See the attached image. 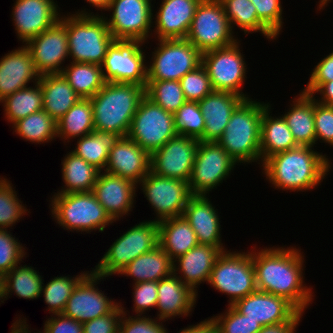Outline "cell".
I'll use <instances>...</instances> for the list:
<instances>
[{
    "label": "cell",
    "instance_id": "cell-35",
    "mask_svg": "<svg viewBox=\"0 0 333 333\" xmlns=\"http://www.w3.org/2000/svg\"><path fill=\"white\" fill-rule=\"evenodd\" d=\"M62 179L65 185L55 194L90 192L99 174V170L73 152L65 155L61 162Z\"/></svg>",
    "mask_w": 333,
    "mask_h": 333
},
{
    "label": "cell",
    "instance_id": "cell-23",
    "mask_svg": "<svg viewBox=\"0 0 333 333\" xmlns=\"http://www.w3.org/2000/svg\"><path fill=\"white\" fill-rule=\"evenodd\" d=\"M151 155L128 136L120 137L109 151L105 172L138 184L150 172Z\"/></svg>",
    "mask_w": 333,
    "mask_h": 333
},
{
    "label": "cell",
    "instance_id": "cell-9",
    "mask_svg": "<svg viewBox=\"0 0 333 333\" xmlns=\"http://www.w3.org/2000/svg\"><path fill=\"white\" fill-rule=\"evenodd\" d=\"M219 0H201L186 39L202 54L234 44L235 37Z\"/></svg>",
    "mask_w": 333,
    "mask_h": 333
},
{
    "label": "cell",
    "instance_id": "cell-10",
    "mask_svg": "<svg viewBox=\"0 0 333 333\" xmlns=\"http://www.w3.org/2000/svg\"><path fill=\"white\" fill-rule=\"evenodd\" d=\"M157 41L149 65L147 63V80L179 81L202 64V53L187 39Z\"/></svg>",
    "mask_w": 333,
    "mask_h": 333
},
{
    "label": "cell",
    "instance_id": "cell-47",
    "mask_svg": "<svg viewBox=\"0 0 333 333\" xmlns=\"http://www.w3.org/2000/svg\"><path fill=\"white\" fill-rule=\"evenodd\" d=\"M217 325L218 333H258L262 326L241 314L233 305H227L225 313L211 318Z\"/></svg>",
    "mask_w": 333,
    "mask_h": 333
},
{
    "label": "cell",
    "instance_id": "cell-41",
    "mask_svg": "<svg viewBox=\"0 0 333 333\" xmlns=\"http://www.w3.org/2000/svg\"><path fill=\"white\" fill-rule=\"evenodd\" d=\"M43 282L42 275L34 267L16 265L4 275L5 299L13 292L18 298L38 299L42 294Z\"/></svg>",
    "mask_w": 333,
    "mask_h": 333
},
{
    "label": "cell",
    "instance_id": "cell-39",
    "mask_svg": "<svg viewBox=\"0 0 333 333\" xmlns=\"http://www.w3.org/2000/svg\"><path fill=\"white\" fill-rule=\"evenodd\" d=\"M224 13L229 20L232 31L235 26L245 35L260 32L267 40H276L277 37L258 19L256 8L250 0H219ZM234 25V26H233ZM234 29V30H233Z\"/></svg>",
    "mask_w": 333,
    "mask_h": 333
},
{
    "label": "cell",
    "instance_id": "cell-45",
    "mask_svg": "<svg viewBox=\"0 0 333 333\" xmlns=\"http://www.w3.org/2000/svg\"><path fill=\"white\" fill-rule=\"evenodd\" d=\"M22 203L10 180L0 176V229H11L25 217L28 209Z\"/></svg>",
    "mask_w": 333,
    "mask_h": 333
},
{
    "label": "cell",
    "instance_id": "cell-2",
    "mask_svg": "<svg viewBox=\"0 0 333 333\" xmlns=\"http://www.w3.org/2000/svg\"><path fill=\"white\" fill-rule=\"evenodd\" d=\"M311 146L277 153L267 158L260 167L273 188L289 192L316 189L331 170V160Z\"/></svg>",
    "mask_w": 333,
    "mask_h": 333
},
{
    "label": "cell",
    "instance_id": "cell-57",
    "mask_svg": "<svg viewBox=\"0 0 333 333\" xmlns=\"http://www.w3.org/2000/svg\"><path fill=\"white\" fill-rule=\"evenodd\" d=\"M302 316L303 313L299 312L290 322L263 326L258 333H295Z\"/></svg>",
    "mask_w": 333,
    "mask_h": 333
},
{
    "label": "cell",
    "instance_id": "cell-49",
    "mask_svg": "<svg viewBox=\"0 0 333 333\" xmlns=\"http://www.w3.org/2000/svg\"><path fill=\"white\" fill-rule=\"evenodd\" d=\"M26 248L12 235L10 230L0 229V274L6 275L26 256Z\"/></svg>",
    "mask_w": 333,
    "mask_h": 333
},
{
    "label": "cell",
    "instance_id": "cell-53",
    "mask_svg": "<svg viewBox=\"0 0 333 333\" xmlns=\"http://www.w3.org/2000/svg\"><path fill=\"white\" fill-rule=\"evenodd\" d=\"M133 309L136 316H143L147 314L153 307L156 308L158 298V282L145 281L134 284L133 286ZM145 312V313H144Z\"/></svg>",
    "mask_w": 333,
    "mask_h": 333
},
{
    "label": "cell",
    "instance_id": "cell-58",
    "mask_svg": "<svg viewBox=\"0 0 333 333\" xmlns=\"http://www.w3.org/2000/svg\"><path fill=\"white\" fill-rule=\"evenodd\" d=\"M180 333H218L216 323L209 317L196 325L181 328Z\"/></svg>",
    "mask_w": 333,
    "mask_h": 333
},
{
    "label": "cell",
    "instance_id": "cell-21",
    "mask_svg": "<svg viewBox=\"0 0 333 333\" xmlns=\"http://www.w3.org/2000/svg\"><path fill=\"white\" fill-rule=\"evenodd\" d=\"M233 306L262 327L290 322L299 311L285 298L256 290Z\"/></svg>",
    "mask_w": 333,
    "mask_h": 333
},
{
    "label": "cell",
    "instance_id": "cell-15",
    "mask_svg": "<svg viewBox=\"0 0 333 333\" xmlns=\"http://www.w3.org/2000/svg\"><path fill=\"white\" fill-rule=\"evenodd\" d=\"M153 5L151 0H111L103 16L114 39L148 42L152 36ZM151 33V34H150Z\"/></svg>",
    "mask_w": 333,
    "mask_h": 333
},
{
    "label": "cell",
    "instance_id": "cell-22",
    "mask_svg": "<svg viewBox=\"0 0 333 333\" xmlns=\"http://www.w3.org/2000/svg\"><path fill=\"white\" fill-rule=\"evenodd\" d=\"M137 186L129 179L100 171L92 193L110 218L116 222L119 218L130 215L137 195Z\"/></svg>",
    "mask_w": 333,
    "mask_h": 333
},
{
    "label": "cell",
    "instance_id": "cell-7",
    "mask_svg": "<svg viewBox=\"0 0 333 333\" xmlns=\"http://www.w3.org/2000/svg\"><path fill=\"white\" fill-rule=\"evenodd\" d=\"M159 245L158 222L147 220L131 227L117 238L92 270L102 277L117 275L138 256Z\"/></svg>",
    "mask_w": 333,
    "mask_h": 333
},
{
    "label": "cell",
    "instance_id": "cell-29",
    "mask_svg": "<svg viewBox=\"0 0 333 333\" xmlns=\"http://www.w3.org/2000/svg\"><path fill=\"white\" fill-rule=\"evenodd\" d=\"M245 99L229 92L213 91L198 102L205 119L204 142H217L234 112Z\"/></svg>",
    "mask_w": 333,
    "mask_h": 333
},
{
    "label": "cell",
    "instance_id": "cell-38",
    "mask_svg": "<svg viewBox=\"0 0 333 333\" xmlns=\"http://www.w3.org/2000/svg\"><path fill=\"white\" fill-rule=\"evenodd\" d=\"M61 74L81 98L93 97L105 84L101 65L98 64L71 61Z\"/></svg>",
    "mask_w": 333,
    "mask_h": 333
},
{
    "label": "cell",
    "instance_id": "cell-46",
    "mask_svg": "<svg viewBox=\"0 0 333 333\" xmlns=\"http://www.w3.org/2000/svg\"><path fill=\"white\" fill-rule=\"evenodd\" d=\"M173 115L175 130L178 135L203 141L205 119L198 102L186 101Z\"/></svg>",
    "mask_w": 333,
    "mask_h": 333
},
{
    "label": "cell",
    "instance_id": "cell-55",
    "mask_svg": "<svg viewBox=\"0 0 333 333\" xmlns=\"http://www.w3.org/2000/svg\"><path fill=\"white\" fill-rule=\"evenodd\" d=\"M314 67L313 72H310L308 84L302 90L310 95H313L323 83L333 81V51Z\"/></svg>",
    "mask_w": 333,
    "mask_h": 333
},
{
    "label": "cell",
    "instance_id": "cell-18",
    "mask_svg": "<svg viewBox=\"0 0 333 333\" xmlns=\"http://www.w3.org/2000/svg\"><path fill=\"white\" fill-rule=\"evenodd\" d=\"M101 279L105 277L90 270L75 286L63 314L84 323L110 313L119 302L107 298V295L99 290L96 285Z\"/></svg>",
    "mask_w": 333,
    "mask_h": 333
},
{
    "label": "cell",
    "instance_id": "cell-62",
    "mask_svg": "<svg viewBox=\"0 0 333 333\" xmlns=\"http://www.w3.org/2000/svg\"><path fill=\"white\" fill-rule=\"evenodd\" d=\"M0 302L4 303L5 299V287H4V275L0 274ZM0 303V304H2Z\"/></svg>",
    "mask_w": 333,
    "mask_h": 333
},
{
    "label": "cell",
    "instance_id": "cell-48",
    "mask_svg": "<svg viewBox=\"0 0 333 333\" xmlns=\"http://www.w3.org/2000/svg\"><path fill=\"white\" fill-rule=\"evenodd\" d=\"M179 82L186 101L199 102L214 91L208 73L202 64L185 74Z\"/></svg>",
    "mask_w": 333,
    "mask_h": 333
},
{
    "label": "cell",
    "instance_id": "cell-60",
    "mask_svg": "<svg viewBox=\"0 0 333 333\" xmlns=\"http://www.w3.org/2000/svg\"><path fill=\"white\" fill-rule=\"evenodd\" d=\"M26 318H18L11 326V332L10 333H31V331L28 329L29 324H27ZM35 333V332H34ZM38 333H41L39 331Z\"/></svg>",
    "mask_w": 333,
    "mask_h": 333
},
{
    "label": "cell",
    "instance_id": "cell-34",
    "mask_svg": "<svg viewBox=\"0 0 333 333\" xmlns=\"http://www.w3.org/2000/svg\"><path fill=\"white\" fill-rule=\"evenodd\" d=\"M158 227L159 246L172 260L199 244L195 231L183 216L159 221Z\"/></svg>",
    "mask_w": 333,
    "mask_h": 333
},
{
    "label": "cell",
    "instance_id": "cell-6",
    "mask_svg": "<svg viewBox=\"0 0 333 333\" xmlns=\"http://www.w3.org/2000/svg\"><path fill=\"white\" fill-rule=\"evenodd\" d=\"M50 199L52 217L64 230L104 232L107 226L114 223L92 191L54 194Z\"/></svg>",
    "mask_w": 333,
    "mask_h": 333
},
{
    "label": "cell",
    "instance_id": "cell-31",
    "mask_svg": "<svg viewBox=\"0 0 333 333\" xmlns=\"http://www.w3.org/2000/svg\"><path fill=\"white\" fill-rule=\"evenodd\" d=\"M43 110L56 122L81 97L73 90L61 73L40 75Z\"/></svg>",
    "mask_w": 333,
    "mask_h": 333
},
{
    "label": "cell",
    "instance_id": "cell-56",
    "mask_svg": "<svg viewBox=\"0 0 333 333\" xmlns=\"http://www.w3.org/2000/svg\"><path fill=\"white\" fill-rule=\"evenodd\" d=\"M41 333H83V325L63 313L51 314V317L45 321Z\"/></svg>",
    "mask_w": 333,
    "mask_h": 333
},
{
    "label": "cell",
    "instance_id": "cell-37",
    "mask_svg": "<svg viewBox=\"0 0 333 333\" xmlns=\"http://www.w3.org/2000/svg\"><path fill=\"white\" fill-rule=\"evenodd\" d=\"M119 139L120 136L113 132L93 131L78 138L75 149L70 151L102 172L105 170L109 151Z\"/></svg>",
    "mask_w": 333,
    "mask_h": 333
},
{
    "label": "cell",
    "instance_id": "cell-61",
    "mask_svg": "<svg viewBox=\"0 0 333 333\" xmlns=\"http://www.w3.org/2000/svg\"><path fill=\"white\" fill-rule=\"evenodd\" d=\"M87 3H89L92 7L97 8L101 11V15H104L102 11L106 10L111 2V0H85Z\"/></svg>",
    "mask_w": 333,
    "mask_h": 333
},
{
    "label": "cell",
    "instance_id": "cell-25",
    "mask_svg": "<svg viewBox=\"0 0 333 333\" xmlns=\"http://www.w3.org/2000/svg\"><path fill=\"white\" fill-rule=\"evenodd\" d=\"M29 49L22 45L0 58V101L14 92L39 81Z\"/></svg>",
    "mask_w": 333,
    "mask_h": 333
},
{
    "label": "cell",
    "instance_id": "cell-4",
    "mask_svg": "<svg viewBox=\"0 0 333 333\" xmlns=\"http://www.w3.org/2000/svg\"><path fill=\"white\" fill-rule=\"evenodd\" d=\"M269 104L245 99L234 110L217 141L238 164L261 163V121L263 111Z\"/></svg>",
    "mask_w": 333,
    "mask_h": 333
},
{
    "label": "cell",
    "instance_id": "cell-24",
    "mask_svg": "<svg viewBox=\"0 0 333 333\" xmlns=\"http://www.w3.org/2000/svg\"><path fill=\"white\" fill-rule=\"evenodd\" d=\"M153 19L154 38L186 39L198 4L201 0H162ZM156 34V35H155ZM157 36V37H156Z\"/></svg>",
    "mask_w": 333,
    "mask_h": 333
},
{
    "label": "cell",
    "instance_id": "cell-11",
    "mask_svg": "<svg viewBox=\"0 0 333 333\" xmlns=\"http://www.w3.org/2000/svg\"><path fill=\"white\" fill-rule=\"evenodd\" d=\"M143 45L140 40L114 39L101 64L104 81L133 83L145 88L147 58Z\"/></svg>",
    "mask_w": 333,
    "mask_h": 333
},
{
    "label": "cell",
    "instance_id": "cell-54",
    "mask_svg": "<svg viewBox=\"0 0 333 333\" xmlns=\"http://www.w3.org/2000/svg\"><path fill=\"white\" fill-rule=\"evenodd\" d=\"M121 304L119 302L107 315L82 323L83 333H118L119 323L123 315Z\"/></svg>",
    "mask_w": 333,
    "mask_h": 333
},
{
    "label": "cell",
    "instance_id": "cell-50",
    "mask_svg": "<svg viewBox=\"0 0 333 333\" xmlns=\"http://www.w3.org/2000/svg\"><path fill=\"white\" fill-rule=\"evenodd\" d=\"M258 19L278 37L283 28V6L280 0H250Z\"/></svg>",
    "mask_w": 333,
    "mask_h": 333
},
{
    "label": "cell",
    "instance_id": "cell-17",
    "mask_svg": "<svg viewBox=\"0 0 333 333\" xmlns=\"http://www.w3.org/2000/svg\"><path fill=\"white\" fill-rule=\"evenodd\" d=\"M198 143V139L176 135L151 154L150 171L189 182Z\"/></svg>",
    "mask_w": 333,
    "mask_h": 333
},
{
    "label": "cell",
    "instance_id": "cell-52",
    "mask_svg": "<svg viewBox=\"0 0 333 333\" xmlns=\"http://www.w3.org/2000/svg\"><path fill=\"white\" fill-rule=\"evenodd\" d=\"M314 96V125L316 143L321 142L333 147V106L325 105L315 100Z\"/></svg>",
    "mask_w": 333,
    "mask_h": 333
},
{
    "label": "cell",
    "instance_id": "cell-20",
    "mask_svg": "<svg viewBox=\"0 0 333 333\" xmlns=\"http://www.w3.org/2000/svg\"><path fill=\"white\" fill-rule=\"evenodd\" d=\"M11 19L22 44L38 36L59 19L61 14L54 0H16Z\"/></svg>",
    "mask_w": 333,
    "mask_h": 333
},
{
    "label": "cell",
    "instance_id": "cell-28",
    "mask_svg": "<svg viewBox=\"0 0 333 333\" xmlns=\"http://www.w3.org/2000/svg\"><path fill=\"white\" fill-rule=\"evenodd\" d=\"M157 319L168 321L175 317H188L195 307L197 296L174 273L158 281Z\"/></svg>",
    "mask_w": 333,
    "mask_h": 333
},
{
    "label": "cell",
    "instance_id": "cell-44",
    "mask_svg": "<svg viewBox=\"0 0 333 333\" xmlns=\"http://www.w3.org/2000/svg\"><path fill=\"white\" fill-rule=\"evenodd\" d=\"M145 96L173 114L186 102L180 82L175 80H147Z\"/></svg>",
    "mask_w": 333,
    "mask_h": 333
},
{
    "label": "cell",
    "instance_id": "cell-8",
    "mask_svg": "<svg viewBox=\"0 0 333 333\" xmlns=\"http://www.w3.org/2000/svg\"><path fill=\"white\" fill-rule=\"evenodd\" d=\"M223 251L211 271L208 285L229 296V304L255 292V272L252 251Z\"/></svg>",
    "mask_w": 333,
    "mask_h": 333
},
{
    "label": "cell",
    "instance_id": "cell-51",
    "mask_svg": "<svg viewBox=\"0 0 333 333\" xmlns=\"http://www.w3.org/2000/svg\"><path fill=\"white\" fill-rule=\"evenodd\" d=\"M126 309L122 307L123 315L119 323L118 333H167L168 329L165 328L162 322L157 318H150L151 316H129ZM128 317H126L127 315Z\"/></svg>",
    "mask_w": 333,
    "mask_h": 333
},
{
    "label": "cell",
    "instance_id": "cell-42",
    "mask_svg": "<svg viewBox=\"0 0 333 333\" xmlns=\"http://www.w3.org/2000/svg\"><path fill=\"white\" fill-rule=\"evenodd\" d=\"M12 128L18 136L32 144L49 143L57 138L56 121L44 110L18 120Z\"/></svg>",
    "mask_w": 333,
    "mask_h": 333
},
{
    "label": "cell",
    "instance_id": "cell-40",
    "mask_svg": "<svg viewBox=\"0 0 333 333\" xmlns=\"http://www.w3.org/2000/svg\"><path fill=\"white\" fill-rule=\"evenodd\" d=\"M42 101L41 85L37 82L34 87L29 86L6 96L0 103L4 108V117L13 125L18 120L43 110Z\"/></svg>",
    "mask_w": 333,
    "mask_h": 333
},
{
    "label": "cell",
    "instance_id": "cell-63",
    "mask_svg": "<svg viewBox=\"0 0 333 333\" xmlns=\"http://www.w3.org/2000/svg\"><path fill=\"white\" fill-rule=\"evenodd\" d=\"M318 3L319 4L317 9H319L318 11H321L322 9L324 10V8L327 7L328 0H319Z\"/></svg>",
    "mask_w": 333,
    "mask_h": 333
},
{
    "label": "cell",
    "instance_id": "cell-27",
    "mask_svg": "<svg viewBox=\"0 0 333 333\" xmlns=\"http://www.w3.org/2000/svg\"><path fill=\"white\" fill-rule=\"evenodd\" d=\"M195 231L199 244L213 245L226 251L221 240V225L217 209L205 195H193L182 215Z\"/></svg>",
    "mask_w": 333,
    "mask_h": 333
},
{
    "label": "cell",
    "instance_id": "cell-12",
    "mask_svg": "<svg viewBox=\"0 0 333 333\" xmlns=\"http://www.w3.org/2000/svg\"><path fill=\"white\" fill-rule=\"evenodd\" d=\"M176 135L173 113L144 96L133 116L127 136L151 155Z\"/></svg>",
    "mask_w": 333,
    "mask_h": 333
},
{
    "label": "cell",
    "instance_id": "cell-19",
    "mask_svg": "<svg viewBox=\"0 0 333 333\" xmlns=\"http://www.w3.org/2000/svg\"><path fill=\"white\" fill-rule=\"evenodd\" d=\"M25 46L29 49L35 69L40 75L61 73L65 67L63 62L69 58L66 26L58 20L29 40Z\"/></svg>",
    "mask_w": 333,
    "mask_h": 333
},
{
    "label": "cell",
    "instance_id": "cell-36",
    "mask_svg": "<svg viewBox=\"0 0 333 333\" xmlns=\"http://www.w3.org/2000/svg\"><path fill=\"white\" fill-rule=\"evenodd\" d=\"M57 138L65 143L95 131L93 106L89 98L78 100L57 122ZM71 139V140H70Z\"/></svg>",
    "mask_w": 333,
    "mask_h": 333
},
{
    "label": "cell",
    "instance_id": "cell-43",
    "mask_svg": "<svg viewBox=\"0 0 333 333\" xmlns=\"http://www.w3.org/2000/svg\"><path fill=\"white\" fill-rule=\"evenodd\" d=\"M89 271H82L75 277L57 276L47 282L42 287L41 296H44V302L46 303L48 313L60 314L65 310L66 304L77 283L88 273Z\"/></svg>",
    "mask_w": 333,
    "mask_h": 333
},
{
    "label": "cell",
    "instance_id": "cell-16",
    "mask_svg": "<svg viewBox=\"0 0 333 333\" xmlns=\"http://www.w3.org/2000/svg\"><path fill=\"white\" fill-rule=\"evenodd\" d=\"M137 185H140L144 197L154 209L156 217L152 220L156 222L182 216L189 199L193 196L188 182L157 176L152 171Z\"/></svg>",
    "mask_w": 333,
    "mask_h": 333
},
{
    "label": "cell",
    "instance_id": "cell-26",
    "mask_svg": "<svg viewBox=\"0 0 333 333\" xmlns=\"http://www.w3.org/2000/svg\"><path fill=\"white\" fill-rule=\"evenodd\" d=\"M221 253L222 251L216 246L198 244L173 260V272L186 286L198 294V286L202 282L208 284L213 265Z\"/></svg>",
    "mask_w": 333,
    "mask_h": 333
},
{
    "label": "cell",
    "instance_id": "cell-32",
    "mask_svg": "<svg viewBox=\"0 0 333 333\" xmlns=\"http://www.w3.org/2000/svg\"><path fill=\"white\" fill-rule=\"evenodd\" d=\"M270 111L271 104L264 109L262 115L260 139L261 164L272 155L299 146L294 140L283 116L274 117L270 114Z\"/></svg>",
    "mask_w": 333,
    "mask_h": 333
},
{
    "label": "cell",
    "instance_id": "cell-14",
    "mask_svg": "<svg viewBox=\"0 0 333 333\" xmlns=\"http://www.w3.org/2000/svg\"><path fill=\"white\" fill-rule=\"evenodd\" d=\"M236 165L237 162L218 142L199 141L188 182L191 194L209 195L230 176Z\"/></svg>",
    "mask_w": 333,
    "mask_h": 333
},
{
    "label": "cell",
    "instance_id": "cell-59",
    "mask_svg": "<svg viewBox=\"0 0 333 333\" xmlns=\"http://www.w3.org/2000/svg\"><path fill=\"white\" fill-rule=\"evenodd\" d=\"M320 94V98L315 99L316 101L325 104V105H332L333 106V81L323 83L314 93Z\"/></svg>",
    "mask_w": 333,
    "mask_h": 333
},
{
    "label": "cell",
    "instance_id": "cell-30",
    "mask_svg": "<svg viewBox=\"0 0 333 333\" xmlns=\"http://www.w3.org/2000/svg\"><path fill=\"white\" fill-rule=\"evenodd\" d=\"M290 108L282 114L294 140L299 146L316 145L314 125V96L303 91L294 97Z\"/></svg>",
    "mask_w": 333,
    "mask_h": 333
},
{
    "label": "cell",
    "instance_id": "cell-33",
    "mask_svg": "<svg viewBox=\"0 0 333 333\" xmlns=\"http://www.w3.org/2000/svg\"><path fill=\"white\" fill-rule=\"evenodd\" d=\"M173 273V260L158 245L150 252L138 256L123 268L118 275L131 277L133 278V284H136L145 281L158 282Z\"/></svg>",
    "mask_w": 333,
    "mask_h": 333
},
{
    "label": "cell",
    "instance_id": "cell-13",
    "mask_svg": "<svg viewBox=\"0 0 333 333\" xmlns=\"http://www.w3.org/2000/svg\"><path fill=\"white\" fill-rule=\"evenodd\" d=\"M240 45V40H237L230 46L203 53L202 65L208 73L214 91L229 92L250 99V96L241 90L244 88L248 71Z\"/></svg>",
    "mask_w": 333,
    "mask_h": 333
},
{
    "label": "cell",
    "instance_id": "cell-5",
    "mask_svg": "<svg viewBox=\"0 0 333 333\" xmlns=\"http://www.w3.org/2000/svg\"><path fill=\"white\" fill-rule=\"evenodd\" d=\"M60 16L66 26L72 62L101 65L114 38L103 15L80 9Z\"/></svg>",
    "mask_w": 333,
    "mask_h": 333
},
{
    "label": "cell",
    "instance_id": "cell-3",
    "mask_svg": "<svg viewBox=\"0 0 333 333\" xmlns=\"http://www.w3.org/2000/svg\"><path fill=\"white\" fill-rule=\"evenodd\" d=\"M145 88L133 83L105 82L91 98L95 131L128 135Z\"/></svg>",
    "mask_w": 333,
    "mask_h": 333
},
{
    "label": "cell",
    "instance_id": "cell-1",
    "mask_svg": "<svg viewBox=\"0 0 333 333\" xmlns=\"http://www.w3.org/2000/svg\"><path fill=\"white\" fill-rule=\"evenodd\" d=\"M253 249L256 288L280 296L304 313L312 304V286L304 283V254L296 246Z\"/></svg>",
    "mask_w": 333,
    "mask_h": 333
}]
</instances>
